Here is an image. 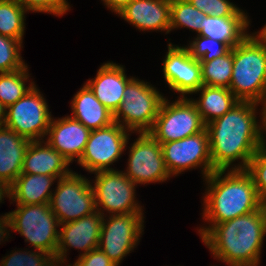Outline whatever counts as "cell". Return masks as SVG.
<instances>
[{"instance_id": "17", "label": "cell", "mask_w": 266, "mask_h": 266, "mask_svg": "<svg viewBox=\"0 0 266 266\" xmlns=\"http://www.w3.org/2000/svg\"><path fill=\"white\" fill-rule=\"evenodd\" d=\"M91 130L71 116L61 119L51 118L47 132V143L65 157L70 163L74 158L80 160Z\"/></svg>"}, {"instance_id": "22", "label": "cell", "mask_w": 266, "mask_h": 266, "mask_svg": "<svg viewBox=\"0 0 266 266\" xmlns=\"http://www.w3.org/2000/svg\"><path fill=\"white\" fill-rule=\"evenodd\" d=\"M72 116L90 130L107 127L114 123L113 113L94 95L85 83L72 100Z\"/></svg>"}, {"instance_id": "34", "label": "cell", "mask_w": 266, "mask_h": 266, "mask_svg": "<svg viewBox=\"0 0 266 266\" xmlns=\"http://www.w3.org/2000/svg\"><path fill=\"white\" fill-rule=\"evenodd\" d=\"M53 261L54 258L44 251L37 250L36 252L34 250V252L23 251L21 253L17 250V252H12L10 256L4 257L0 266H52Z\"/></svg>"}, {"instance_id": "14", "label": "cell", "mask_w": 266, "mask_h": 266, "mask_svg": "<svg viewBox=\"0 0 266 266\" xmlns=\"http://www.w3.org/2000/svg\"><path fill=\"white\" fill-rule=\"evenodd\" d=\"M128 159L124 174L136 184L163 182L171 177L165 165L161 144L150 133H139L130 148Z\"/></svg>"}, {"instance_id": "21", "label": "cell", "mask_w": 266, "mask_h": 266, "mask_svg": "<svg viewBox=\"0 0 266 266\" xmlns=\"http://www.w3.org/2000/svg\"><path fill=\"white\" fill-rule=\"evenodd\" d=\"M30 140L7 127H0V180L11 186L21 174Z\"/></svg>"}, {"instance_id": "42", "label": "cell", "mask_w": 266, "mask_h": 266, "mask_svg": "<svg viewBox=\"0 0 266 266\" xmlns=\"http://www.w3.org/2000/svg\"><path fill=\"white\" fill-rule=\"evenodd\" d=\"M255 36L266 45V25L262 28L261 31L255 32Z\"/></svg>"}, {"instance_id": "6", "label": "cell", "mask_w": 266, "mask_h": 266, "mask_svg": "<svg viewBox=\"0 0 266 266\" xmlns=\"http://www.w3.org/2000/svg\"><path fill=\"white\" fill-rule=\"evenodd\" d=\"M12 230L24 236L36 250L50 254L54 259L57 251L60 227L50 204H17V209L7 213Z\"/></svg>"}, {"instance_id": "19", "label": "cell", "mask_w": 266, "mask_h": 266, "mask_svg": "<svg viewBox=\"0 0 266 266\" xmlns=\"http://www.w3.org/2000/svg\"><path fill=\"white\" fill-rule=\"evenodd\" d=\"M125 70L121 65L113 62L104 63L97 71L95 79L86 83L95 97L113 114L123 99V93L128 82Z\"/></svg>"}, {"instance_id": "3", "label": "cell", "mask_w": 266, "mask_h": 266, "mask_svg": "<svg viewBox=\"0 0 266 266\" xmlns=\"http://www.w3.org/2000/svg\"><path fill=\"white\" fill-rule=\"evenodd\" d=\"M215 170L205 179L203 217L211 223H222L258 210L260 200L251 176L245 170ZM224 174V176H223Z\"/></svg>"}, {"instance_id": "40", "label": "cell", "mask_w": 266, "mask_h": 266, "mask_svg": "<svg viewBox=\"0 0 266 266\" xmlns=\"http://www.w3.org/2000/svg\"><path fill=\"white\" fill-rule=\"evenodd\" d=\"M9 197L10 192H9V186H7L3 181L0 180V202H2V199L4 196Z\"/></svg>"}, {"instance_id": "18", "label": "cell", "mask_w": 266, "mask_h": 266, "mask_svg": "<svg viewBox=\"0 0 266 266\" xmlns=\"http://www.w3.org/2000/svg\"><path fill=\"white\" fill-rule=\"evenodd\" d=\"M171 0H132L118 14L142 31L170 32Z\"/></svg>"}, {"instance_id": "11", "label": "cell", "mask_w": 266, "mask_h": 266, "mask_svg": "<svg viewBox=\"0 0 266 266\" xmlns=\"http://www.w3.org/2000/svg\"><path fill=\"white\" fill-rule=\"evenodd\" d=\"M143 218V213L111 214L108 221L103 217L98 248L116 266L135 248L143 231Z\"/></svg>"}, {"instance_id": "33", "label": "cell", "mask_w": 266, "mask_h": 266, "mask_svg": "<svg viewBox=\"0 0 266 266\" xmlns=\"http://www.w3.org/2000/svg\"><path fill=\"white\" fill-rule=\"evenodd\" d=\"M245 171L251 176L260 200L266 204V149L259 148Z\"/></svg>"}, {"instance_id": "16", "label": "cell", "mask_w": 266, "mask_h": 266, "mask_svg": "<svg viewBox=\"0 0 266 266\" xmlns=\"http://www.w3.org/2000/svg\"><path fill=\"white\" fill-rule=\"evenodd\" d=\"M163 76L170 89L185 97L202 85L200 61L194 59L187 47L168 44V52L163 61Z\"/></svg>"}, {"instance_id": "20", "label": "cell", "mask_w": 266, "mask_h": 266, "mask_svg": "<svg viewBox=\"0 0 266 266\" xmlns=\"http://www.w3.org/2000/svg\"><path fill=\"white\" fill-rule=\"evenodd\" d=\"M44 143V145H42ZM70 162L47 142L31 141L24 155L21 174H42L57 179L68 175Z\"/></svg>"}, {"instance_id": "15", "label": "cell", "mask_w": 266, "mask_h": 266, "mask_svg": "<svg viewBox=\"0 0 266 266\" xmlns=\"http://www.w3.org/2000/svg\"><path fill=\"white\" fill-rule=\"evenodd\" d=\"M103 217V214L96 211L78 220L60 224L62 228L59 230L57 251L52 266L65 263L68 247L83 250L84 253L81 255L98 248Z\"/></svg>"}, {"instance_id": "4", "label": "cell", "mask_w": 266, "mask_h": 266, "mask_svg": "<svg viewBox=\"0 0 266 266\" xmlns=\"http://www.w3.org/2000/svg\"><path fill=\"white\" fill-rule=\"evenodd\" d=\"M239 101L259 104L266 98V45L247 34L233 47V69L228 88Z\"/></svg>"}, {"instance_id": "25", "label": "cell", "mask_w": 266, "mask_h": 266, "mask_svg": "<svg viewBox=\"0 0 266 266\" xmlns=\"http://www.w3.org/2000/svg\"><path fill=\"white\" fill-rule=\"evenodd\" d=\"M249 22L248 18L206 16L199 35L224 42L232 48L247 35L245 30Z\"/></svg>"}, {"instance_id": "24", "label": "cell", "mask_w": 266, "mask_h": 266, "mask_svg": "<svg viewBox=\"0 0 266 266\" xmlns=\"http://www.w3.org/2000/svg\"><path fill=\"white\" fill-rule=\"evenodd\" d=\"M200 92L199 100H193L205 125L222 117L239 102L226 87L202 85L194 93Z\"/></svg>"}, {"instance_id": "8", "label": "cell", "mask_w": 266, "mask_h": 266, "mask_svg": "<svg viewBox=\"0 0 266 266\" xmlns=\"http://www.w3.org/2000/svg\"><path fill=\"white\" fill-rule=\"evenodd\" d=\"M57 183L49 204L59 225L97 211L95 193L88 179L71 171L60 177Z\"/></svg>"}, {"instance_id": "12", "label": "cell", "mask_w": 266, "mask_h": 266, "mask_svg": "<svg viewBox=\"0 0 266 266\" xmlns=\"http://www.w3.org/2000/svg\"><path fill=\"white\" fill-rule=\"evenodd\" d=\"M126 131L116 122L104 128L91 130L78 164L92 173L114 170L110 168V164L120 158L128 143L129 131Z\"/></svg>"}, {"instance_id": "41", "label": "cell", "mask_w": 266, "mask_h": 266, "mask_svg": "<svg viewBox=\"0 0 266 266\" xmlns=\"http://www.w3.org/2000/svg\"><path fill=\"white\" fill-rule=\"evenodd\" d=\"M6 122V108L0 102V127H4Z\"/></svg>"}, {"instance_id": "29", "label": "cell", "mask_w": 266, "mask_h": 266, "mask_svg": "<svg viewBox=\"0 0 266 266\" xmlns=\"http://www.w3.org/2000/svg\"><path fill=\"white\" fill-rule=\"evenodd\" d=\"M206 15L195 8L188 0H171L170 31L174 28L186 27L198 33Z\"/></svg>"}, {"instance_id": "30", "label": "cell", "mask_w": 266, "mask_h": 266, "mask_svg": "<svg viewBox=\"0 0 266 266\" xmlns=\"http://www.w3.org/2000/svg\"><path fill=\"white\" fill-rule=\"evenodd\" d=\"M187 48L191 56L200 62L210 61L227 54L231 50V47L224 42L201 35H197V38Z\"/></svg>"}, {"instance_id": "38", "label": "cell", "mask_w": 266, "mask_h": 266, "mask_svg": "<svg viewBox=\"0 0 266 266\" xmlns=\"http://www.w3.org/2000/svg\"><path fill=\"white\" fill-rule=\"evenodd\" d=\"M105 5L118 14L125 6H127L132 0H102Z\"/></svg>"}, {"instance_id": "7", "label": "cell", "mask_w": 266, "mask_h": 266, "mask_svg": "<svg viewBox=\"0 0 266 266\" xmlns=\"http://www.w3.org/2000/svg\"><path fill=\"white\" fill-rule=\"evenodd\" d=\"M180 97L171 104L164 98L160 105L149 132L160 144L181 140L206 128L192 99Z\"/></svg>"}, {"instance_id": "37", "label": "cell", "mask_w": 266, "mask_h": 266, "mask_svg": "<svg viewBox=\"0 0 266 266\" xmlns=\"http://www.w3.org/2000/svg\"><path fill=\"white\" fill-rule=\"evenodd\" d=\"M263 104V111H262V118L261 121L262 123L259 125V133H260V143H261V148L266 149V140L263 136V132H266V98H264L262 101H260ZM265 131H264V130Z\"/></svg>"}, {"instance_id": "35", "label": "cell", "mask_w": 266, "mask_h": 266, "mask_svg": "<svg viewBox=\"0 0 266 266\" xmlns=\"http://www.w3.org/2000/svg\"><path fill=\"white\" fill-rule=\"evenodd\" d=\"M28 12L51 13L55 16L65 14L70 6L66 0H17Z\"/></svg>"}, {"instance_id": "27", "label": "cell", "mask_w": 266, "mask_h": 266, "mask_svg": "<svg viewBox=\"0 0 266 266\" xmlns=\"http://www.w3.org/2000/svg\"><path fill=\"white\" fill-rule=\"evenodd\" d=\"M200 64L203 85L229 88L233 69V47L227 54Z\"/></svg>"}, {"instance_id": "31", "label": "cell", "mask_w": 266, "mask_h": 266, "mask_svg": "<svg viewBox=\"0 0 266 266\" xmlns=\"http://www.w3.org/2000/svg\"><path fill=\"white\" fill-rule=\"evenodd\" d=\"M21 45L16 39L0 35V73L17 71L26 66L19 51Z\"/></svg>"}, {"instance_id": "36", "label": "cell", "mask_w": 266, "mask_h": 266, "mask_svg": "<svg viewBox=\"0 0 266 266\" xmlns=\"http://www.w3.org/2000/svg\"><path fill=\"white\" fill-rule=\"evenodd\" d=\"M77 261L81 266H116L99 248L91 250L87 254L79 255Z\"/></svg>"}, {"instance_id": "26", "label": "cell", "mask_w": 266, "mask_h": 266, "mask_svg": "<svg viewBox=\"0 0 266 266\" xmlns=\"http://www.w3.org/2000/svg\"><path fill=\"white\" fill-rule=\"evenodd\" d=\"M26 12L17 0H0V35L22 43Z\"/></svg>"}, {"instance_id": "28", "label": "cell", "mask_w": 266, "mask_h": 266, "mask_svg": "<svg viewBox=\"0 0 266 266\" xmlns=\"http://www.w3.org/2000/svg\"><path fill=\"white\" fill-rule=\"evenodd\" d=\"M28 67L21 68L17 71L0 73V102L5 108L16 103L23 97L35 84L26 86L25 82L28 81Z\"/></svg>"}, {"instance_id": "10", "label": "cell", "mask_w": 266, "mask_h": 266, "mask_svg": "<svg viewBox=\"0 0 266 266\" xmlns=\"http://www.w3.org/2000/svg\"><path fill=\"white\" fill-rule=\"evenodd\" d=\"M95 175L94 186L92 185L95 205L96 210L103 216V210L108 211L109 214L142 213V207L134 199L137 184L131 181L123 171H99Z\"/></svg>"}, {"instance_id": "5", "label": "cell", "mask_w": 266, "mask_h": 266, "mask_svg": "<svg viewBox=\"0 0 266 266\" xmlns=\"http://www.w3.org/2000/svg\"><path fill=\"white\" fill-rule=\"evenodd\" d=\"M147 83L133 77L125 88L120 106L113 114L114 122L128 131L149 133L154 126L164 97Z\"/></svg>"}, {"instance_id": "23", "label": "cell", "mask_w": 266, "mask_h": 266, "mask_svg": "<svg viewBox=\"0 0 266 266\" xmlns=\"http://www.w3.org/2000/svg\"><path fill=\"white\" fill-rule=\"evenodd\" d=\"M55 176L42 174H20L9 187V199L16 204L33 205L50 203Z\"/></svg>"}, {"instance_id": "32", "label": "cell", "mask_w": 266, "mask_h": 266, "mask_svg": "<svg viewBox=\"0 0 266 266\" xmlns=\"http://www.w3.org/2000/svg\"><path fill=\"white\" fill-rule=\"evenodd\" d=\"M206 16L221 18H247V15L229 0H188Z\"/></svg>"}, {"instance_id": "1", "label": "cell", "mask_w": 266, "mask_h": 266, "mask_svg": "<svg viewBox=\"0 0 266 266\" xmlns=\"http://www.w3.org/2000/svg\"><path fill=\"white\" fill-rule=\"evenodd\" d=\"M239 101L235 106L206 125L210 157L215 170H229L235 160H242L232 170H245L251 158L261 148L256 106Z\"/></svg>"}, {"instance_id": "2", "label": "cell", "mask_w": 266, "mask_h": 266, "mask_svg": "<svg viewBox=\"0 0 266 266\" xmlns=\"http://www.w3.org/2000/svg\"><path fill=\"white\" fill-rule=\"evenodd\" d=\"M214 258L229 266H258L266 234V204L249 214L199 229Z\"/></svg>"}, {"instance_id": "13", "label": "cell", "mask_w": 266, "mask_h": 266, "mask_svg": "<svg viewBox=\"0 0 266 266\" xmlns=\"http://www.w3.org/2000/svg\"><path fill=\"white\" fill-rule=\"evenodd\" d=\"M163 158L170 176L202 166L204 179L211 174L213 168L208 131L205 128L198 134L161 144Z\"/></svg>"}, {"instance_id": "9", "label": "cell", "mask_w": 266, "mask_h": 266, "mask_svg": "<svg viewBox=\"0 0 266 266\" xmlns=\"http://www.w3.org/2000/svg\"><path fill=\"white\" fill-rule=\"evenodd\" d=\"M6 109L5 127L30 141H40L47 136L52 117L36 85Z\"/></svg>"}, {"instance_id": "39", "label": "cell", "mask_w": 266, "mask_h": 266, "mask_svg": "<svg viewBox=\"0 0 266 266\" xmlns=\"http://www.w3.org/2000/svg\"><path fill=\"white\" fill-rule=\"evenodd\" d=\"M8 227L11 229L9 216L8 214H4V216H1L0 218V241H3L4 238L7 239V237L9 236V231H7Z\"/></svg>"}]
</instances>
